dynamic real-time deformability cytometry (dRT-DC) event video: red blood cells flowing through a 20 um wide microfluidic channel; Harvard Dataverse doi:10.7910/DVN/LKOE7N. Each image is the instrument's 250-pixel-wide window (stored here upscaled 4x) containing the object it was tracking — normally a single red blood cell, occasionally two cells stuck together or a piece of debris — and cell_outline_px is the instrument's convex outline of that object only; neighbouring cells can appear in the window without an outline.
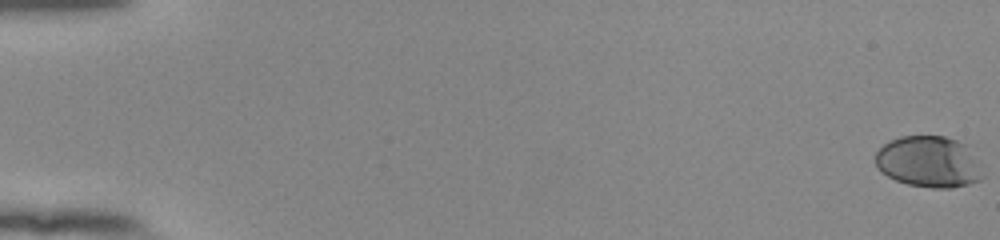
{"species": "human", "species_latin": "Homo sapiens", "temperature_condition": "room temperature", "stored_images_in_passage": 56, "camera_frame_rate_fps": 3000, "um_per_image_px": 0.085, "donor": {"sex": "female"}, "frame": {"image": 1, "passage_image": 1, "time_ms": 0.0, "image_size_px": [1000, 240], "cell_outline_px": [[984, 176], [980, 180], [968, 184], [952, 188], [932, 188], [908, 184], [896, 180], [880, 172], [876, 164], [876, 152], [888, 140], [900, 136], [944, 136], [968, 144]], "centroid_in_image_um": [78.94, 13.75], "position_along_channel_um": 6.1, "area_um2": 32.19}}
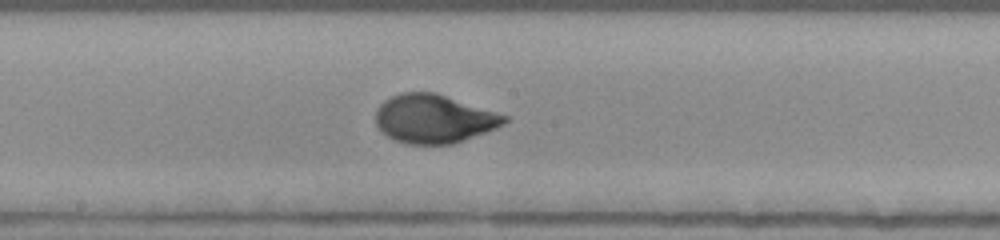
{"frame": {"image": 2, "passage_image": 32, "time_ms": 10.333, "image_size_px": [1000, 240], "cell_outline_px": [[508, 120], [504, 124], [496, 128], [452, 144], [404, 144], [380, 132], [376, 124], [376, 108], [384, 100], [400, 92], [436, 92], [508, 116]], "centroid_in_image_um": [36.85, 10.09], "position_along_channel_um": 211.4, "area_um2": 36.47}}
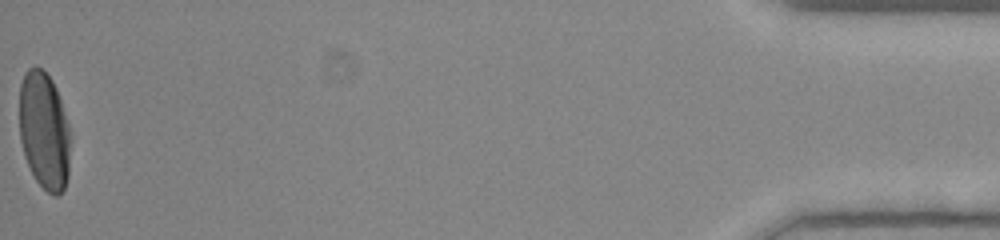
{"frame": {"image": 3, "passage_image": 56, "time_ms": 18.333, "image_size_px": [1000, 240], "cell_outline_px": [[68, 176], [64, 188], [56, 196], [48, 192], [36, 180], [24, 156], [20, 140], [20, 84], [24, 72], [28, 68], [40, 68], [52, 80], [56, 88], [68, 124]], "centroid_in_image_um": [3.73, 11.1], "position_along_channel_um": 431.5, "area_um2": 34.33}, "authors_computed_cell_mechanics": {"area_um2": 35.0557, "velocity_mm_per_s": 3.8797, "shape_relaxation_time_tau1_ms": 3.7126, "shape_relaxation_time_tau2_ms": null, "deformation_change_tau1": 0.202, "deformation_change_tau2": null}}